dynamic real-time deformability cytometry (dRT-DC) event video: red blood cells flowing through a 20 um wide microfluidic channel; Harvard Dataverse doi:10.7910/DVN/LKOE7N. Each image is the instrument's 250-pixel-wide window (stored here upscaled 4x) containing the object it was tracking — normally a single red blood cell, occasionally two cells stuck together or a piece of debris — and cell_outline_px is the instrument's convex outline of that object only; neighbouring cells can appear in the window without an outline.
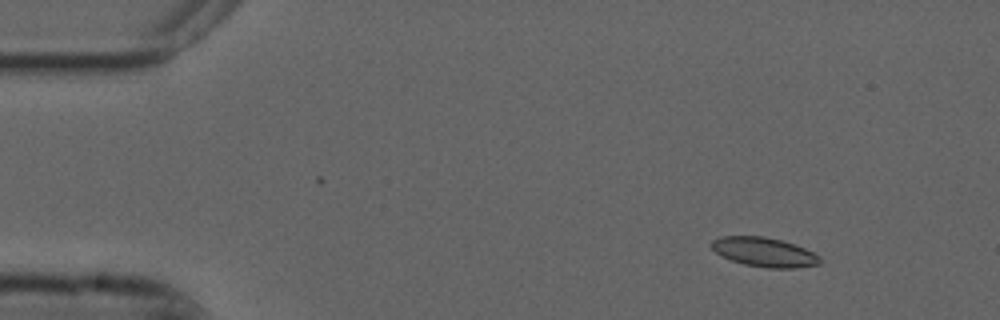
{"species": "common noctule bat (a hibernating species)", "species_latin": "Nyctalus noctula", "temperature_condition": "cold", "stored_images_in_passage": 10, "camera_frame_rate_fps": 3000, "um_per_image_px": 0.085, "animal": {"sex": "male", "forearm_length_mm": 52.5}, "frame": {"image": 1, "passage_image": 2, "time_ms": 0.333, "image_size_px": [1000, 320], "cell_outline_px": [[820, 264], [796, 268], [768, 268], [744, 264], [732, 260], [716, 252], [712, 248], [712, 240], [720, 236], [764, 236], [796, 244], [820, 256]], "centroid_in_image_um": [64.98, 21.42], "position_along_channel_um": 20.0, "area_um2": 18.38}}
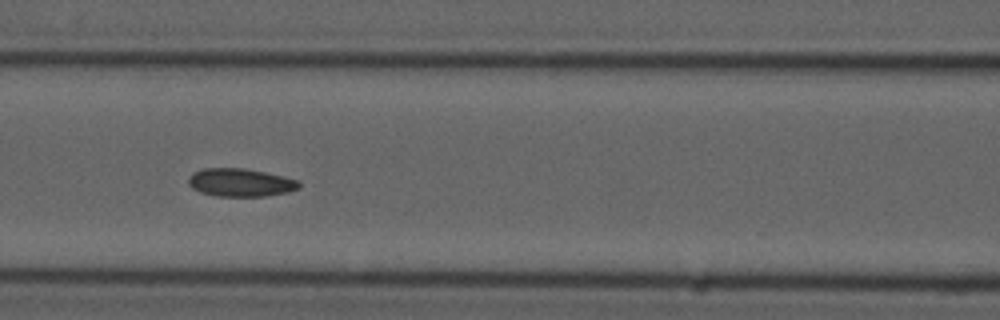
{"frame": {"image": 2, "passage_image": 7, "time_ms": 2.0, "image_size_px": [1000, 320], "cell_outline_px": [[300, 188], [288, 192], [264, 196], [216, 196], [200, 192], [192, 188], [188, 184], [188, 176], [192, 172], [204, 168], [244, 168], [284, 176], [300, 180]], "centroid_in_image_um": [20.43, 15.51], "position_along_channel_um": 146.2, "area_um2": 18.26}}
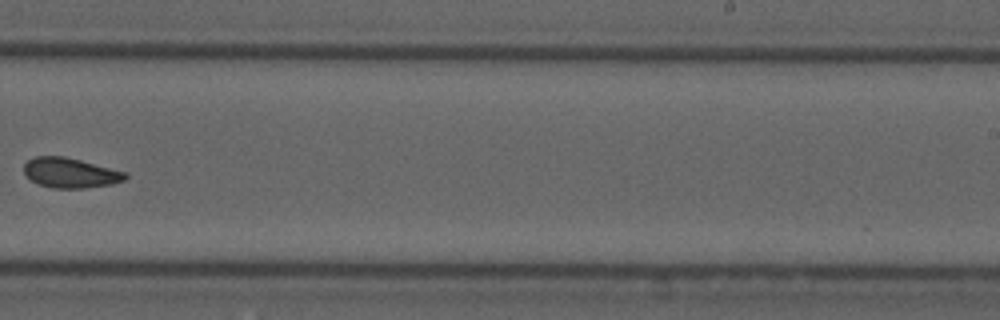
{"frame": {"image": 3, "passage_image": 10, "time_ms": 3.0, "image_size_px": [1000, 320], "cell_outline_px": [[128, 176], [124, 180], [112, 184], [84, 188], [52, 188], [40, 184], [32, 180], [24, 172], [24, 164], [28, 160], [36, 156], [64, 156], [128, 172]], "centroid_in_image_um": [6.01, 14.69], "position_along_channel_um": 283.0, "area_um2": 17.63}}